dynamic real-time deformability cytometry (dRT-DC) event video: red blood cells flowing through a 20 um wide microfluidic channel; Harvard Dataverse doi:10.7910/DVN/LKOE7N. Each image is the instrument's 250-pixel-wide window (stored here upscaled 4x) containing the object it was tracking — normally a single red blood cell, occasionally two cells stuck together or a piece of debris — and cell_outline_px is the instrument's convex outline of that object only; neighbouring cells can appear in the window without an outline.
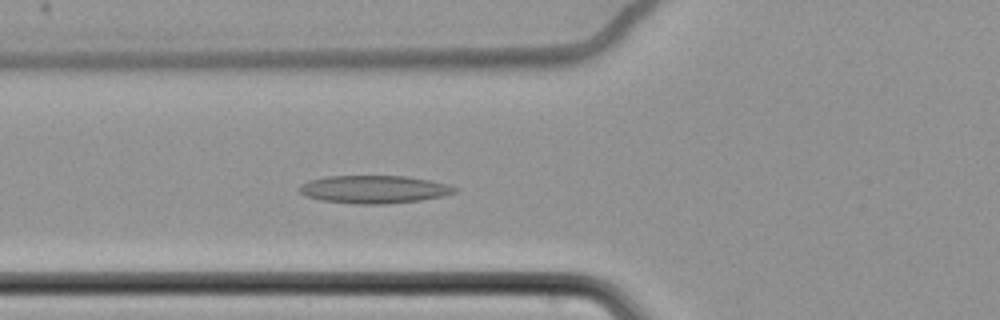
{"species": "common noctule bat (a hibernating species)", "species_latin": "Nyctalus noctula", "temperature_condition": "cold", "stored_images_in_passage": 63, "camera_frame_rate_fps": 3000, "um_per_image_px": 0.085, "animal": {"sex": "female", "body_mass_g": 22.7, "forearm_length_mm": 54.2}, "frame": {"image": 1, "passage_image": 26, "time_ms": 8.333, "image_size_px": [1000, 320], "cell_outline_px": [[460, 188], [456, 192], [440, 196], [420, 200], [384, 204], [360, 204], [320, 200], [304, 196], [300, 192], [300, 184], [308, 180], [328, 176], [408, 176], [448, 184]], "centroid_in_image_um": [31.78, 16.09], "position_along_channel_um": 94.0, "area_um2": 25.2}}
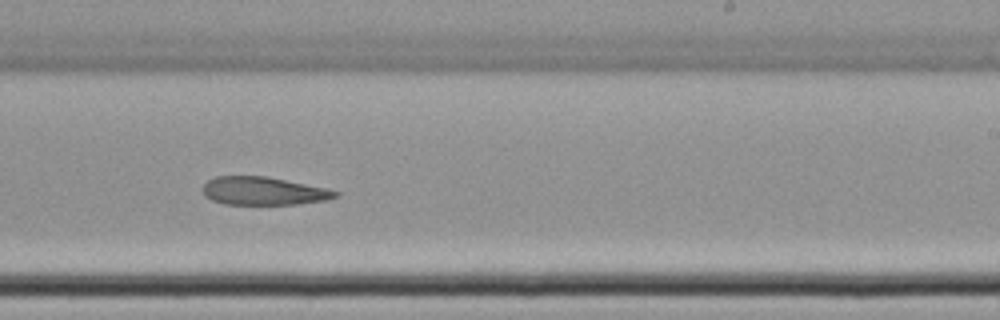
{"frame": {"image": 2, "passage_image": 41, "time_ms": 13.333, "image_size_px": [1000, 320], "cell_outline_px": [[340, 196], [328, 200], [296, 204], [224, 204], [212, 200], [204, 196], [204, 184], [208, 180], [216, 176], [264, 176], [328, 188], [340, 192]], "centroid_in_image_um": [22.44, 16.24], "position_along_channel_um": 266.6, "area_um2": 21.73}}
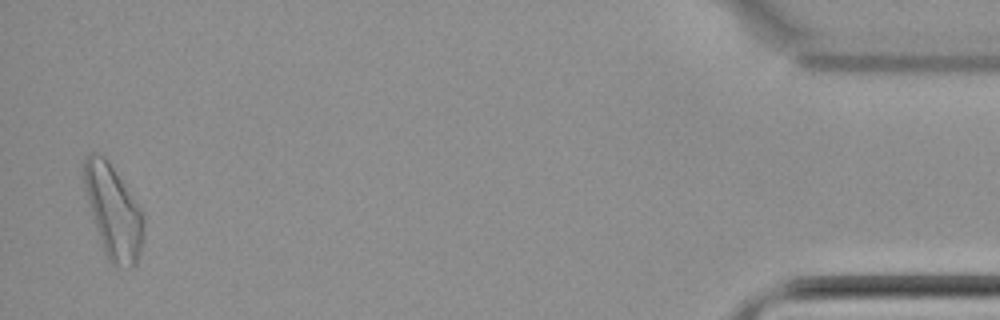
{"frame": {"image": 3, "passage_image": 62, "time_ms": 20.333, "image_size_px": [1000, 320], "cell_outline_px": [[144, 224], [140, 248], [136, 264], [132, 268], [116, 268], [108, 260], [104, 252], [96, 228], [84, 188], [84, 160], [88, 152], [96, 152], [104, 156], [140, 208], [144, 216]], "centroid_in_image_um": [9.62, 18.03], "position_along_channel_um": 425.6, "area_um2": 31.79}}